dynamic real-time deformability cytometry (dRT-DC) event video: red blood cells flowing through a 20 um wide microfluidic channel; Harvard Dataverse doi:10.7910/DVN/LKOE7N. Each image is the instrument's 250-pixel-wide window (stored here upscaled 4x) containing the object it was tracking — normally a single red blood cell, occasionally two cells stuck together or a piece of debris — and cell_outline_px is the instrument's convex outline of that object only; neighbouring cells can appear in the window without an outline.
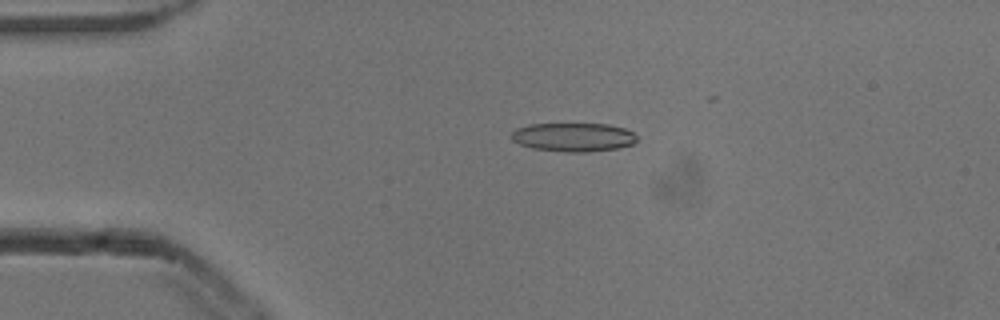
{"species": "common noctule bat (a hibernating species)", "species_latin": "Nyctalus noctula", "temperature_condition": "cold", "stored_images_in_passage": 26, "camera_frame_rate_fps": 3000, "um_per_image_px": 0.085, "animal": {"sex": "male", "body_mass_g": 13.3}, "frame": {"image": 1, "passage_image": 12, "time_ms": 3.667, "image_size_px": [1000, 320], "cell_outline_px": [[636, 140], [632, 144], [620, 148], [588, 152], [564, 152], [532, 148], [520, 144], [512, 140], [508, 136], [516, 128], [528, 124], [608, 124], [624, 128], [632, 132], [636, 136]], "centroid_in_image_um": [48.7, 11.66], "position_along_channel_um": 36.3, "area_um2": 21.15}}
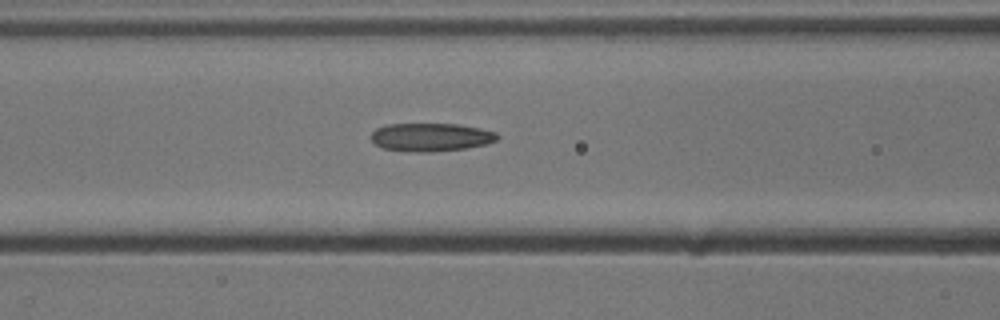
{"frame": {"image": 2, "passage_image": 22, "time_ms": 7.0, "image_size_px": [1000, 320], "cell_outline_px": [[500, 136], [496, 140], [488, 144], [468, 148], [432, 152], [416, 152], [384, 148], [376, 144], [368, 136], [376, 128], [388, 124], [460, 124], [480, 128], [496, 132]], "centroid_in_image_um": [36.65, 11.65], "position_along_channel_um": 130.0, "area_um2": 20.92}}
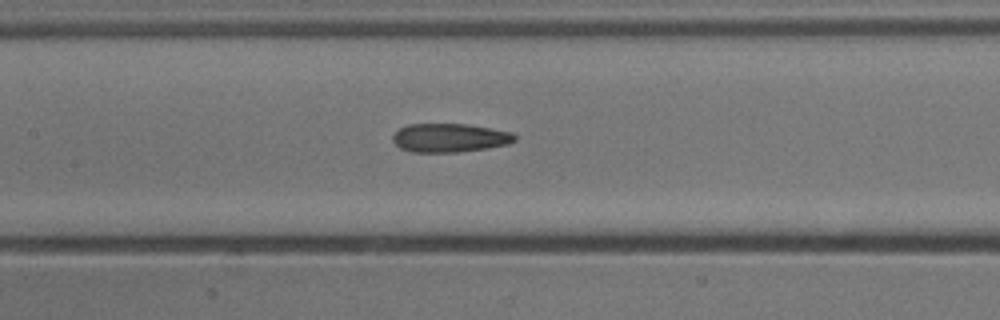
{"frame": {"image": 3, "passage_image": 25, "time_ms": 8.0, "image_size_px": [1000, 320], "cell_outline_px": [[516, 140], [508, 144], [484, 148], [456, 152], [412, 152], [400, 148], [392, 140], [392, 136], [400, 128], [408, 124], [468, 124], [492, 128], [512, 132], [516, 136]], "centroid_in_image_um": [38.22, 11.71], "position_along_channel_um": 169.2, "area_um2": 20.35}}